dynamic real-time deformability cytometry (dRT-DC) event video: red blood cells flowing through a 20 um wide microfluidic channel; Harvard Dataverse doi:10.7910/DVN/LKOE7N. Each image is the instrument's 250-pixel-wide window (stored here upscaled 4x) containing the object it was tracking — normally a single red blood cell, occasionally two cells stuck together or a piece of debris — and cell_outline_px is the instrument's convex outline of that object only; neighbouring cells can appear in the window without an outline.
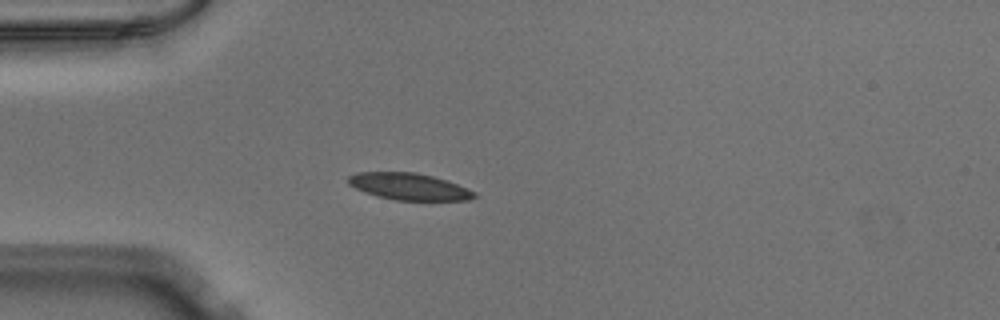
{"species": "Egyptian fruit bat (a non-hibernating species)", "species_latin": "Rousettus aegyptiacus", "temperature_condition": "warm", "stored_images_in_passage": 39, "camera_frame_rate_fps": 3000, "um_per_image_px": 0.085, "animal": {"sex": "male"}, "frame": {"image": 1, "passage_image": 1, "time_ms": 0.0, "image_size_px": [1000, 320], "cell_outline_px": [[476, 196], [468, 200], [396, 200], [376, 196], [364, 192], [348, 184], [348, 176], [356, 172], [416, 172], [448, 180], [468, 188], [476, 192]], "centroid_in_image_um": [34.77, 15.85], "position_along_channel_um": 50.2, "area_um2": 19.77}}
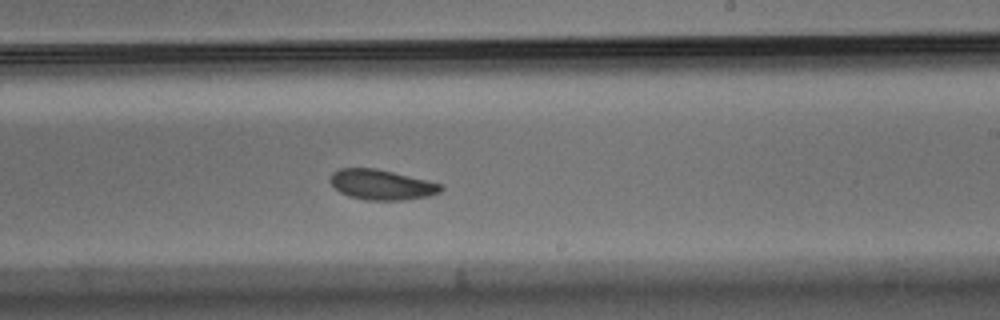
{"frame": {"image": 2, "passage_image": 18, "time_ms": 5.667, "image_size_px": [1000, 320], "cell_outline_px": [[444, 188], [440, 192], [428, 196], [404, 200], [368, 200], [348, 196], [340, 192], [328, 180], [332, 172], [340, 168], [376, 168], [428, 180], [444, 184]], "centroid_in_image_um": [32.45, 15.69], "position_along_channel_um": 256.6, "area_um2": 19.59}}
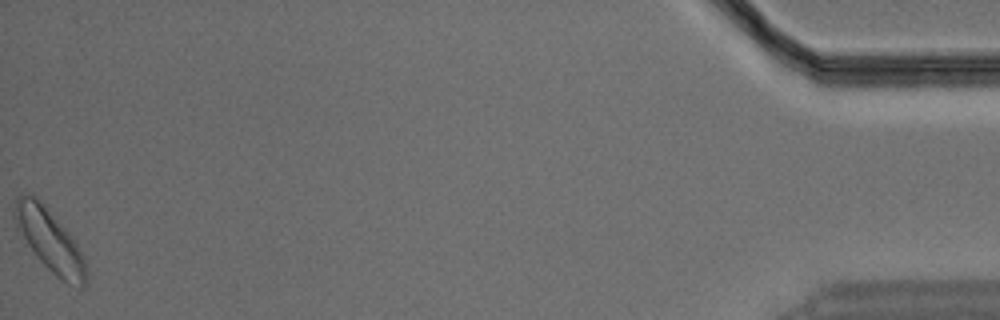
{"frame": {"image": 3, "passage_image": 39, "time_ms": 12.667, "image_size_px": [1000, 320], "cell_outline_px": [[88, 284], [80, 288], [68, 284], [56, 276], [36, 256], [28, 244], [12, 216], [16, 196], [24, 192], [32, 192], [44, 204], [72, 236], [84, 256], [88, 276]], "centroid_in_image_um": [4.25, 20.41], "position_along_channel_um": 430.9, "area_um2": 26.13}}